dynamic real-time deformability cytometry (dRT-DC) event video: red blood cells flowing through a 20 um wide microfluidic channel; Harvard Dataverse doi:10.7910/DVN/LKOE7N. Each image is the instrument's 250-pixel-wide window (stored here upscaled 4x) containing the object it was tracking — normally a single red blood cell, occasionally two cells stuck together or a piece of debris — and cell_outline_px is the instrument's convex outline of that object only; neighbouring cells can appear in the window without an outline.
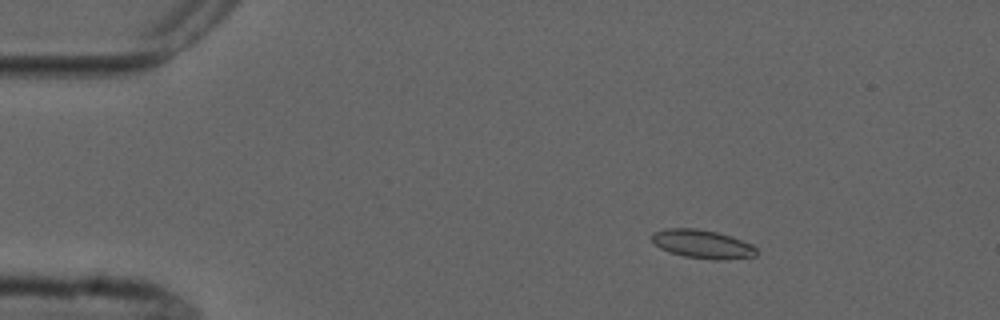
{"species": "common noctule bat (a hibernating species)", "species_latin": "Nyctalus noctula", "temperature_condition": "cold", "stored_images_in_passage": 5, "camera_frame_rate_fps": 3000, "um_per_image_px": 0.085, "animal": {"sex": "male", "forearm_length_mm": 52.5}, "frame": {"image": 1, "passage_image": 2, "time_ms": 2.0, "image_size_px": [1000, 320], "cell_outline_px": [[756, 256], [720, 260], [716, 260], [684, 256], [668, 252], [660, 248], [648, 236], [652, 232], [664, 228], [696, 228], [716, 232], [732, 236], [752, 244], [756, 248]], "centroid_in_image_um": [59.66, 20.73], "position_along_channel_um": 25.3, "area_um2": 17.57}}